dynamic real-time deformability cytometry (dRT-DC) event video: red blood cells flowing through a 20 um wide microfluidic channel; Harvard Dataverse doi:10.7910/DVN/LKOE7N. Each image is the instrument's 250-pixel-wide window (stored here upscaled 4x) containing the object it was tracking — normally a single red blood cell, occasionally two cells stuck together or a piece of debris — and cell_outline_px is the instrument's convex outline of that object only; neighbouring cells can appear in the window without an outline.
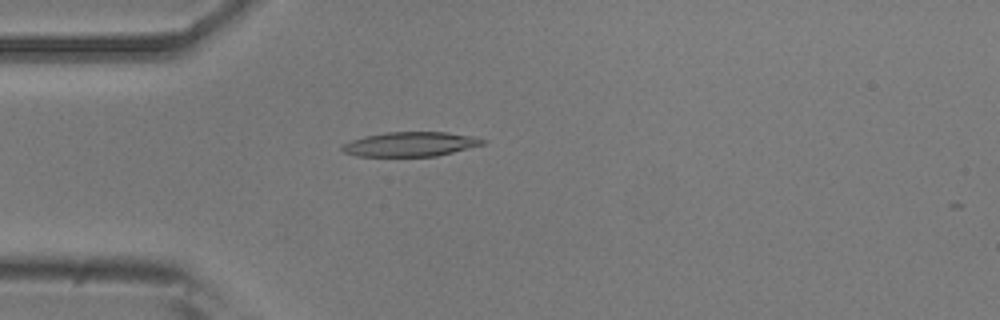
{"species": "common noctule bat (a hibernating species)", "species_latin": "Nyctalus noctula", "temperature_condition": "room temperature", "stored_images_in_passage": 52, "camera_frame_rate_fps": 3000, "um_per_image_px": 0.085, "animal": {"sex": "male", "body_mass_g": 20.5, "forearm_length_mm": 52.5}, "frame": {"image": 1, "passage_image": 14, "time_ms": 4.333, "image_size_px": [1000, 320], "cell_outline_px": [[488, 140], [484, 144], [436, 156], [356, 156], [344, 152], [340, 148], [340, 144], [364, 136], [384, 132], [448, 132], [476, 136]], "centroid_in_image_um": [34.88, 12.24], "position_along_channel_um": 50.1, "area_um2": 20.23}}
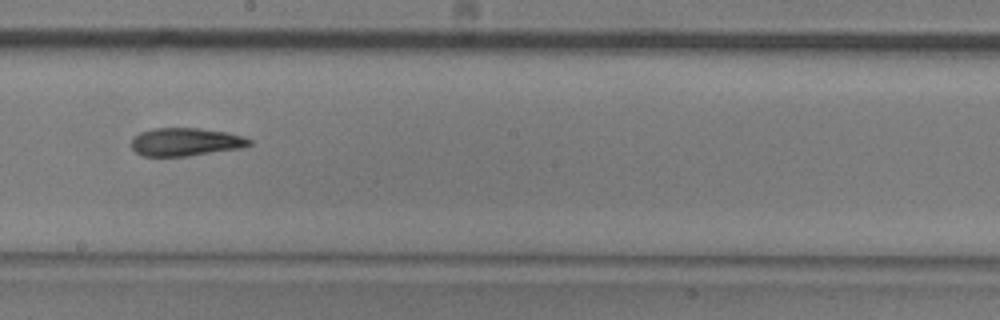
{"frame": {"image": 2, "passage_image": 29, "time_ms": 9.333, "image_size_px": [1000, 320], "cell_outline_px": [[252, 144], [244, 148], [188, 156], [140, 156], [132, 148], [132, 136], [140, 132], [152, 128], [200, 128], [228, 132], [244, 136], [252, 140]], "centroid_in_image_um": [15.8, 12.06], "position_along_channel_um": 232.4, "area_um2": 19.65}}
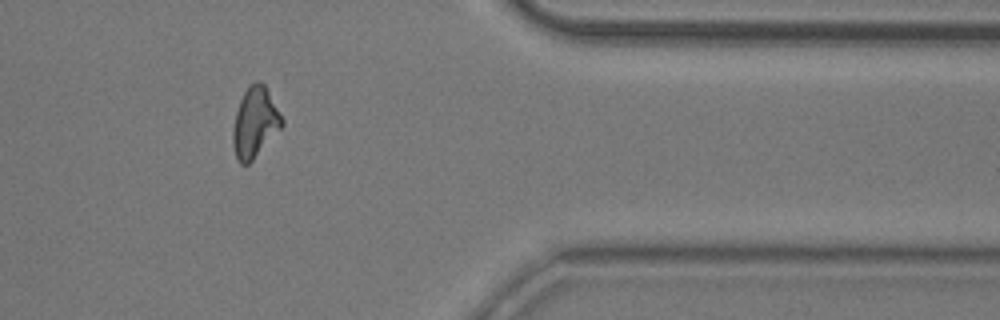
{"frame": {"image": 3, "passage_image": 43, "time_ms": 14.0, "image_size_px": [1000, 320], "cell_outline_px": [[284, 124], [252, 160], [248, 164], [240, 164], [236, 160], [232, 144], [232, 132], [236, 112], [240, 100], [248, 84], [256, 80], [264, 84], [284, 120]], "centroid_in_image_um": [21.64, 10.41], "position_along_channel_um": 389.8, "area_um2": 19.94}, "authors_computed_cell_mechanics": {"area_um2": 19.8254, "velocity_mm_per_s": 3.8125, "shape_relaxation_time_tau1_ms": 5.3972, "shape_relaxation_time_tau2_ms": 5.0105, "deformation_change_tau1": 0.1822, "deformation_change_tau2": 0.1412}}